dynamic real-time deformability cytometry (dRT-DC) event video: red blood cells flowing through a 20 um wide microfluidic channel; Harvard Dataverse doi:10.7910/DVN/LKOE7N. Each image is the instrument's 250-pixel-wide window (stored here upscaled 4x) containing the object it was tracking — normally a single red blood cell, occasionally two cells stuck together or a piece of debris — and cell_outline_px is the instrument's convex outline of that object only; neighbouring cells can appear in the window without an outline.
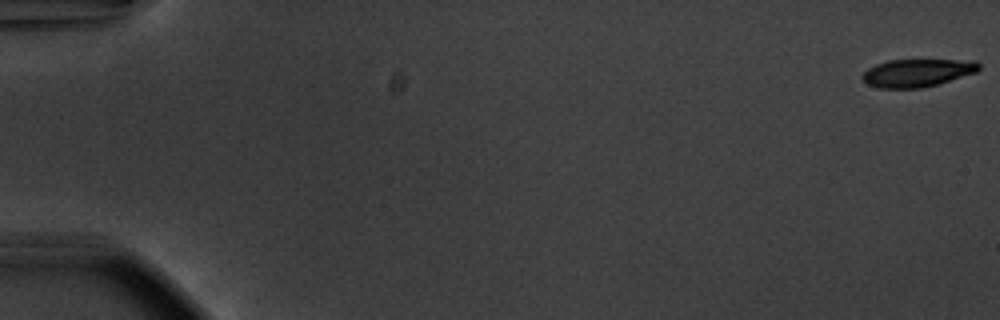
{"species": "common noctule bat (a hibernating species)", "species_latin": "Nyctalus noctula", "temperature_condition": "warm", "stored_images_in_passage": 56, "camera_frame_rate_fps": 3000, "um_per_image_px": 0.085, "animal": {"sex": "male", "body_mass_g": 20.1, "forearm_length_mm": 53.5}, "frame": {"image": 1, "passage_image": 1, "time_ms": 0.0, "image_size_px": [1000, 320], "cell_outline_px": [[980, 68], [976, 72], [936, 84], [920, 88], [880, 88], [868, 84], [860, 76], [868, 68], [876, 64], [888, 60], [976, 60], [980, 64]], "centroid_in_image_um": [77.95, 6.18], "position_along_channel_um": 7.0, "area_um2": 18.73}}
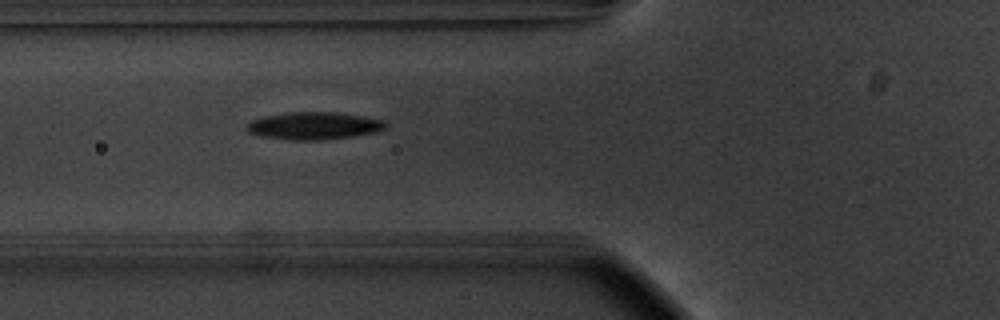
{"frame": {"image": 2, "passage_image": 22, "time_ms": 7.0, "image_size_px": [1000, 320], "cell_outline_px": [[388, 128], [376, 132], [352, 136], [320, 140], [292, 140], [260, 136], [248, 132], [244, 128], [244, 124], [252, 120], [264, 116], [288, 112], [336, 112], [384, 120], [388, 124]], "centroid_in_image_um": [26.66, 10.69], "position_along_channel_um": 99.1, "area_um2": 22.37}}
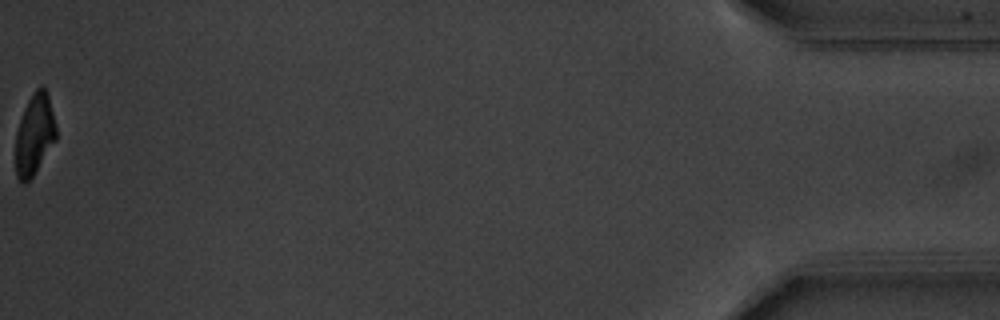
{"frame": {"image": 3, "passage_image": 56, "time_ms": 18.333, "image_size_px": [1000, 320], "cell_outline_px": [[56, 140], [32, 176], [24, 184], [16, 176], [16, 132], [24, 108], [28, 100], [36, 88], [40, 84], [44, 84], [48, 92], [56, 128]], "centroid_in_image_um": [2.94, 11.37], "position_along_channel_um": 432.3, "area_um2": 19.02}, "authors_computed_cell_mechanics": {"area_um2": 21.3282, "velocity_mm_per_s": 3.7371, "shape_relaxation_time_tau1_ms": 3.0889, "shape_relaxation_time_tau2_ms": 4.2405, "deformation_change_tau1": 0.1605, "deformation_change_tau2": 0.1059}}